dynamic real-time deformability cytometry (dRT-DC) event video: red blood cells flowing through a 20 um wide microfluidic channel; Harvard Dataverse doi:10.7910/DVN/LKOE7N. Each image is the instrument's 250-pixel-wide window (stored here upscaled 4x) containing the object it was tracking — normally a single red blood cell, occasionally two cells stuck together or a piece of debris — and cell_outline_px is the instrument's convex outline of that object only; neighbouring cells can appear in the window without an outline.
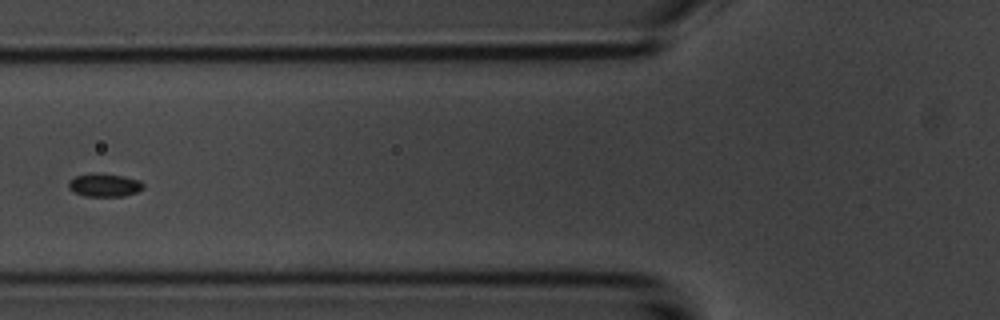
{"species": "common noctule bat (a hibernating species)", "species_latin": "Nyctalus noctula", "temperature_condition": "room temperature", "stored_images_in_passage": 9, "camera_frame_rate_fps": 3000, "um_per_image_px": 0.085, "animal": {"sex": "male", "body_mass_g": 20.1, "forearm_length_mm": 53.5}, "frame": {"image": 1, "passage_image": 6, "time_ms": 7.0, "image_size_px": [1000, 320], "cell_outline_px": [[144, 188], [136, 192], [124, 196], [84, 196], [72, 192], [68, 188], [68, 180], [76, 176], [92, 172], [100, 172], [124, 176], [140, 180], [144, 184]], "centroid_in_image_um": [8.85, 15.71], "position_along_channel_um": 117.0, "area_um2": 10.4}}
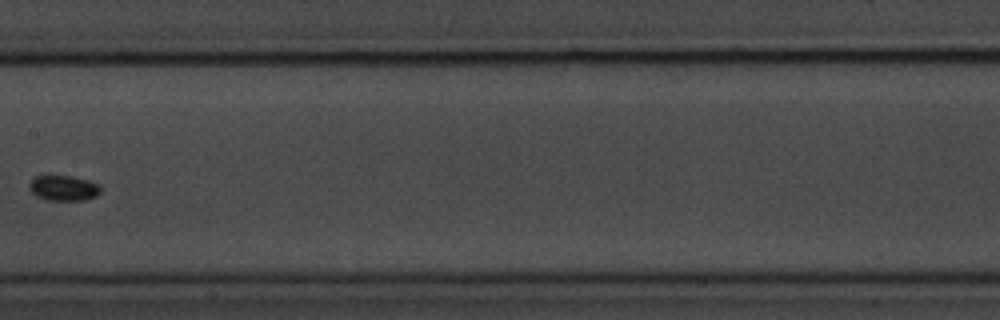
{"frame": {"image": 2, "passage_image": 8, "time_ms": 9.333, "image_size_px": [1000, 320], "cell_outline_px": [[100, 192], [96, 196], [88, 200], [44, 200], [36, 196], [32, 192], [28, 184], [36, 176], [48, 172], [72, 176], [88, 180], [100, 184]], "centroid_in_image_um": [5.38, 15.94], "position_along_channel_um": 202.0, "area_um2": 11.1}}